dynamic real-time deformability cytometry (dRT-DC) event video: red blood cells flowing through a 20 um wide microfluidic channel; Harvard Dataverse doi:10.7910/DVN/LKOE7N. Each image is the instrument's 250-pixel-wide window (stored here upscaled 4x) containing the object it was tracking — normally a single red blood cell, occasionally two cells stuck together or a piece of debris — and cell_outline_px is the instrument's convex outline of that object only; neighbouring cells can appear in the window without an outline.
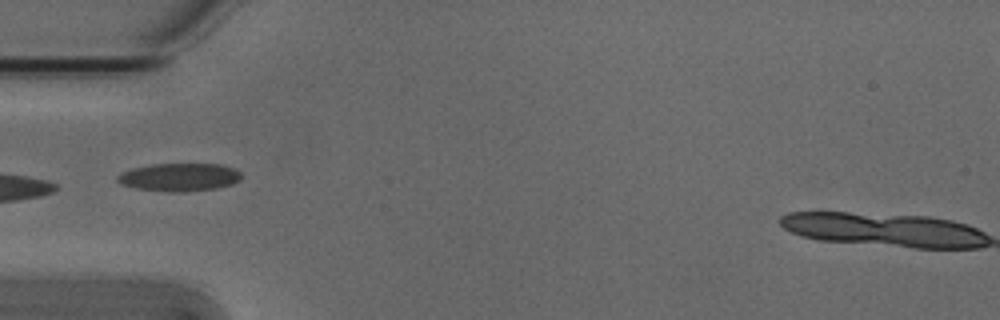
{"species": "Egyptian fruit bat (a non-hibernating species)", "species_latin": "Rousettus aegyptiacus", "temperature_condition": "cold", "stored_images_in_passage": 7, "camera_frame_rate_fps": 3000, "um_per_image_px": 0.085, "animal": {"sex": "male"}, "frame": {"image": 1, "passage_image": 5, "time_ms": 1.333, "image_size_px": [1000, 320], "cell_outline_px": [[240, 180], [232, 184], [216, 188], [184, 192], [168, 192], [136, 188], [120, 184], [116, 180], [116, 176], [120, 172], [132, 168], [152, 164], [220, 164], [232, 168], [240, 172]], "centroid_in_image_um": [15.2, 15.06], "position_along_channel_um": 69.8, "area_um2": 20.29}}
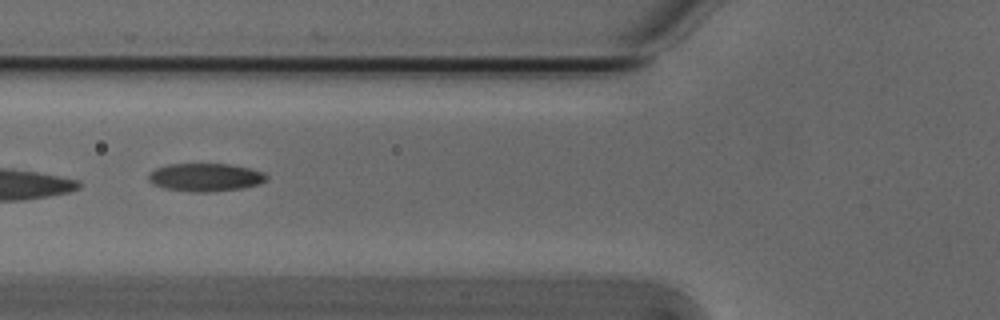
{"frame": {"image": 2, "passage_image": 6, "time_ms": 1.667, "image_size_px": [1000, 320], "cell_outline_px": [[268, 180], [260, 184], [244, 188], [208, 192], [192, 192], [164, 188], [148, 180], [148, 176], [156, 168], [168, 164], [228, 164], [248, 168], [264, 172], [268, 176]], "centroid_in_image_um": [17.51, 15.07], "position_along_channel_um": 108.3, "area_um2": 19.25}}